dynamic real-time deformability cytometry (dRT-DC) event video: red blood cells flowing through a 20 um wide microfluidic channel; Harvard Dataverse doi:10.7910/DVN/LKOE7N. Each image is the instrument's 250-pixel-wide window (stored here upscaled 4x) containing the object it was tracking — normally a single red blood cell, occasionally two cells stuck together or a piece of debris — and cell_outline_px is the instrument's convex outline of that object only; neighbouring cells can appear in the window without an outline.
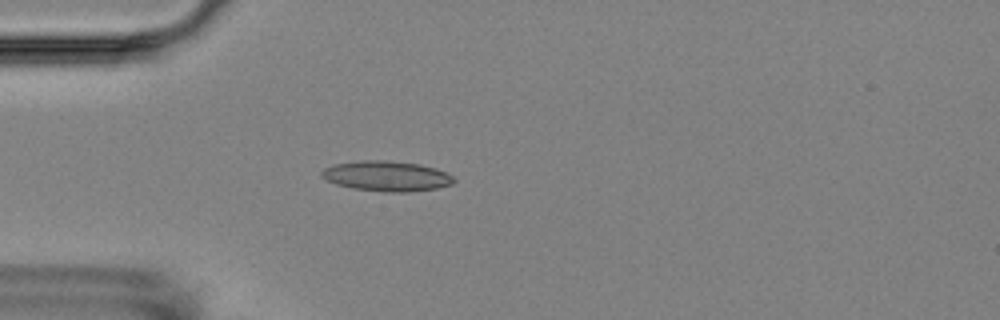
{"species": "Egyptian fruit bat (a non-hibernating species)", "species_latin": "Rousettus aegyptiacus", "temperature_condition": "room temperature", "stored_images_in_passage": 5, "camera_frame_rate_fps": 3000, "um_per_image_px": 0.085, "animal": {"sex": "female"}, "frame": {"image": 1, "passage_image": 5, "time_ms": 4.667, "image_size_px": [1000, 320], "cell_outline_px": [[456, 180], [452, 184], [436, 188], [408, 192], [388, 192], [352, 188], [336, 184], [320, 176], [320, 172], [324, 168], [332, 164], [360, 160], [384, 160], [420, 164], [436, 168], [452, 176]], "centroid_in_image_um": [32.84, 14.96], "position_along_channel_um": 52.2, "area_um2": 23.29}}